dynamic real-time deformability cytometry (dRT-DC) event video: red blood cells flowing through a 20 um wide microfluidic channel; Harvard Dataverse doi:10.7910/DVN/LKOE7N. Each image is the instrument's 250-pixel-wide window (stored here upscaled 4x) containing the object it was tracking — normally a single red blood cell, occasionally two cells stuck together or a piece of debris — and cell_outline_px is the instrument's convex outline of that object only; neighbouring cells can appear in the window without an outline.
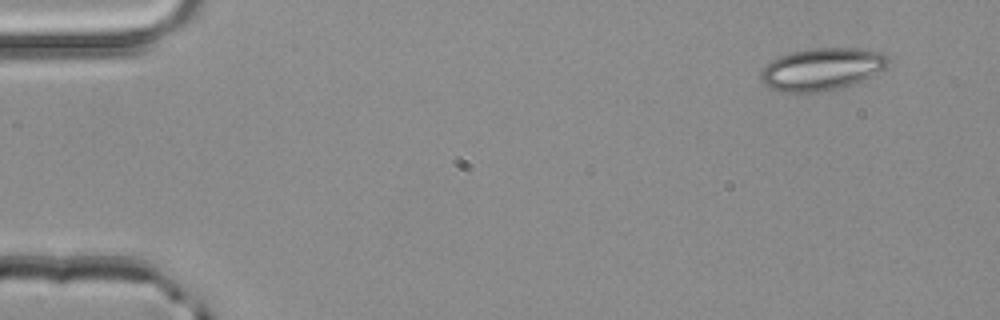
{"species": "common noctule bat (a hibernating species)", "species_latin": "Nyctalus noctula", "temperature_condition": "room temperature", "stored_images_in_passage": 4, "camera_frame_rate_fps": 3000, "um_per_image_px": 0.085, "animal": {"sex": "male", "body_mass_g": 20.4}, "frame": {"image": 1, "passage_image": 1, "time_ms": 0.0, "image_size_px": [1000, 320], "cell_outline_px": [[892, 60], [884, 68], [864, 80], [840, 88], [820, 92], [780, 92], [768, 88], [760, 80], [760, 72], [772, 60], [780, 56], [792, 52], [812, 48], [860, 48], [880, 52], [888, 56]], "centroid_in_image_um": [69.86, 5.88], "position_along_channel_um": 15.1, "area_um2": 31.56}}